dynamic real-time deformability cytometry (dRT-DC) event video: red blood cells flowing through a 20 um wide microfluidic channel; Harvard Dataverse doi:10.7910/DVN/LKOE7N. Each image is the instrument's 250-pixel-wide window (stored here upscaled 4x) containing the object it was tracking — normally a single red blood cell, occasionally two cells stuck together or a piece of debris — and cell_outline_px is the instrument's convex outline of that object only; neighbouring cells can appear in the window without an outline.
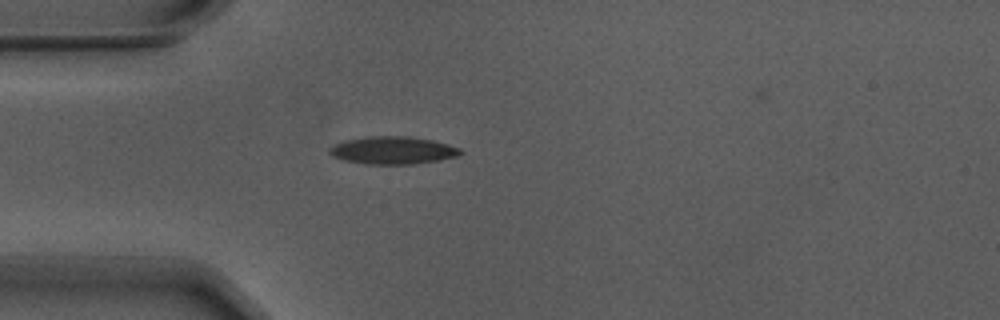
{"species": "Egyptian fruit bat (a non-hibernating species)", "species_latin": "Rousettus aegyptiacus", "temperature_condition": "warm", "stored_images_in_passage": 41, "camera_frame_rate_fps": 3000, "um_per_image_px": 0.085, "animal": {"sex": "male"}, "frame": {"image": 1, "passage_image": 1, "time_ms": 0.0, "image_size_px": [1000, 320], "cell_outline_px": [[464, 152], [456, 156], [440, 160], [412, 164], [368, 164], [344, 160], [332, 156], [328, 152], [328, 148], [344, 140], [368, 136], [408, 136], [432, 140], [448, 144], [460, 148]], "centroid_in_image_um": [33.38, 12.77], "position_along_channel_um": 51.6, "area_um2": 21.1}}
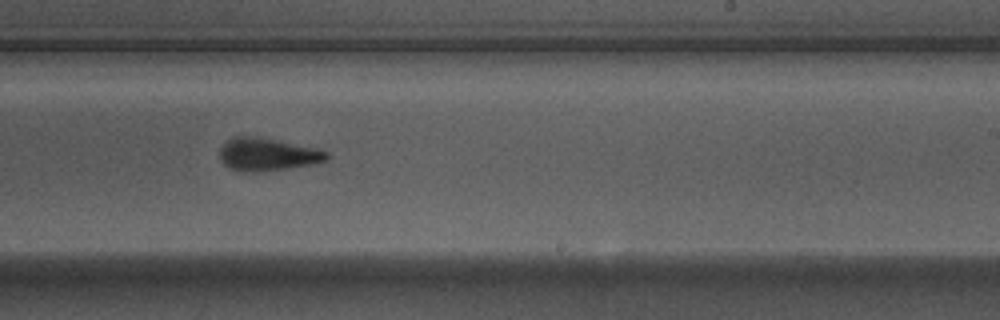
{"frame": {"image": 2, "passage_image": 19, "time_ms": 6.0, "image_size_px": [1000, 320], "cell_outline_px": [[328, 160], [312, 164], [260, 172], [240, 172], [228, 168], [220, 160], [220, 148], [228, 140], [236, 136], [248, 136], [276, 140], [312, 148], [328, 152]], "centroid_in_image_um": [22.67, 13.15], "position_along_channel_um": 266.3, "area_um2": 20.11}}
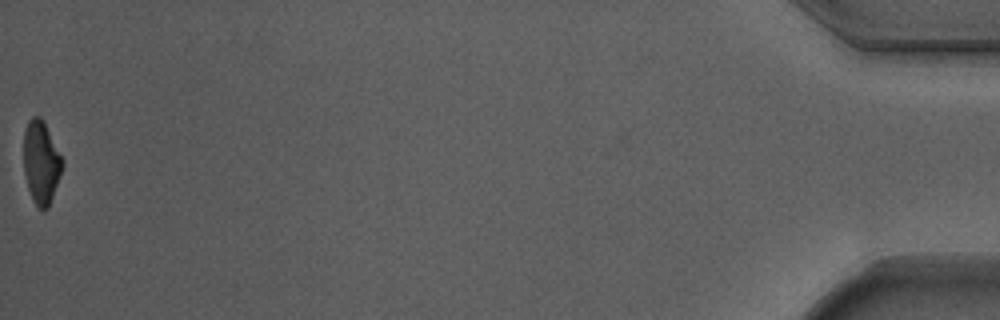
{"frame": {"image": 3, "passage_image": 41, "time_ms": 13.333, "image_size_px": [1000, 320], "cell_outline_px": [[64, 164], [60, 176], [48, 208], [40, 208], [32, 200], [28, 188], [24, 172], [24, 128], [28, 120], [32, 116], [40, 116], [44, 120], [64, 160]], "centroid_in_image_um": [3.5, 13.74], "position_along_channel_um": 431.7, "area_um2": 18.84}, "authors_computed_cell_mechanics": {"area_um2": 20.2878, "velocity_mm_per_s": 3.7156, "shape_relaxation_time_tau1_ms": 3.7478, "shape_relaxation_time_tau2_ms": 1.6043, "deformation_change_tau1": 0.1835, "deformation_change_tau2": 0.095}}